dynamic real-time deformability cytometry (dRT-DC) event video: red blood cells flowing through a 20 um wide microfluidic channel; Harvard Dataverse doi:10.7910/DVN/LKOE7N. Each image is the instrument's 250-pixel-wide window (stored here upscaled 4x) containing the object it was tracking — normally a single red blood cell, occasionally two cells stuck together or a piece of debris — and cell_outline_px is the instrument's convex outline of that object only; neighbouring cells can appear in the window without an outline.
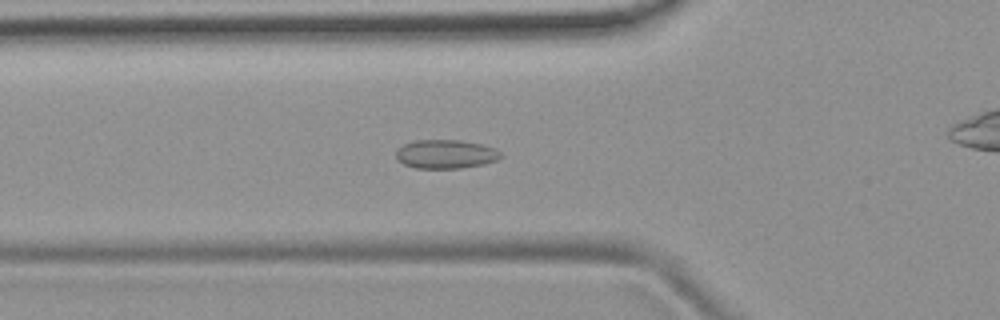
{"species": "common noctule bat (a hibernating species)", "species_latin": "Nyctalus noctula", "temperature_condition": "room temperature", "stored_images_in_passage": 53, "camera_frame_rate_fps": 3000, "um_per_image_px": 0.085, "animal": {"sex": "female", "body_mass_g": 19.9}, "frame": {"image": 1, "passage_image": 18, "time_ms": 5.667, "image_size_px": [1000, 320], "cell_outline_px": [[504, 156], [496, 160], [484, 164], [460, 168], [416, 168], [404, 164], [396, 160], [396, 148], [404, 144], [416, 140], [460, 140], [484, 144], [496, 148]], "centroid_in_image_um": [37.89, 13.09], "position_along_channel_um": 87.9, "area_um2": 17.8}}
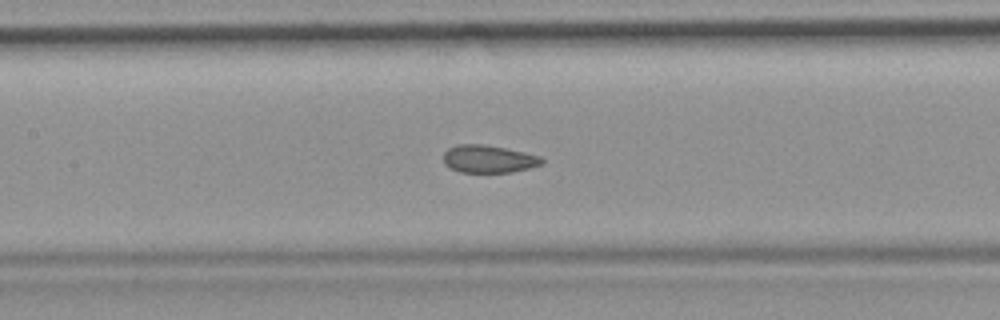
{"frame": {"image": 2, "passage_image": 24, "time_ms": 7.667, "image_size_px": [1000, 320], "cell_outline_px": [[544, 164], [512, 172], [460, 172], [444, 164], [444, 152], [448, 148], [456, 144], [484, 144], [524, 152], [540, 156], [544, 160]], "centroid_in_image_um": [41.53, 13.5], "position_along_channel_um": 165.9, "area_um2": 15.84}}
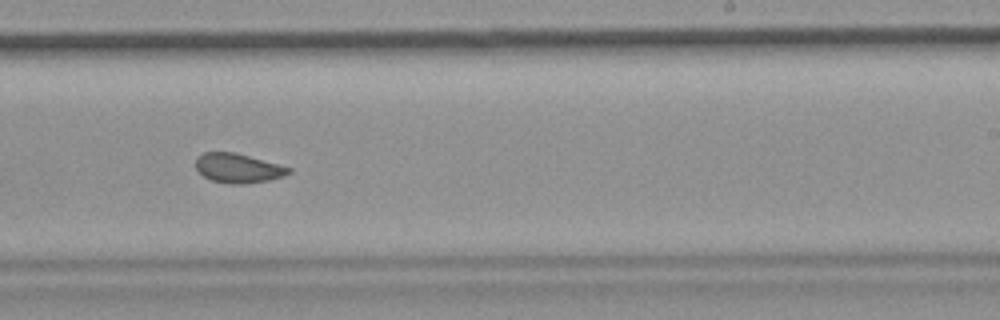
{"frame": {"image": 3, "passage_image": 32, "time_ms": 10.333, "image_size_px": [1000, 320], "cell_outline_px": [[292, 172], [284, 176], [268, 180], [244, 184], [228, 184], [212, 180], [204, 176], [196, 168], [196, 160], [204, 152], [236, 152], [292, 168]], "centroid_in_image_um": [20.26, 14.29], "position_along_channel_um": 268.7, "area_um2": 15.84}, "authors_computed_cell_mechanics": {"area_um2": 16.9354, "velocity_mm_per_s": 3.8796, "shape_relaxation_time_tau1_ms": null, "shape_relaxation_time_tau2_ms": 1.206, "deformation_change_tau1": null, "deformation_change_tau2": 0.0615}}